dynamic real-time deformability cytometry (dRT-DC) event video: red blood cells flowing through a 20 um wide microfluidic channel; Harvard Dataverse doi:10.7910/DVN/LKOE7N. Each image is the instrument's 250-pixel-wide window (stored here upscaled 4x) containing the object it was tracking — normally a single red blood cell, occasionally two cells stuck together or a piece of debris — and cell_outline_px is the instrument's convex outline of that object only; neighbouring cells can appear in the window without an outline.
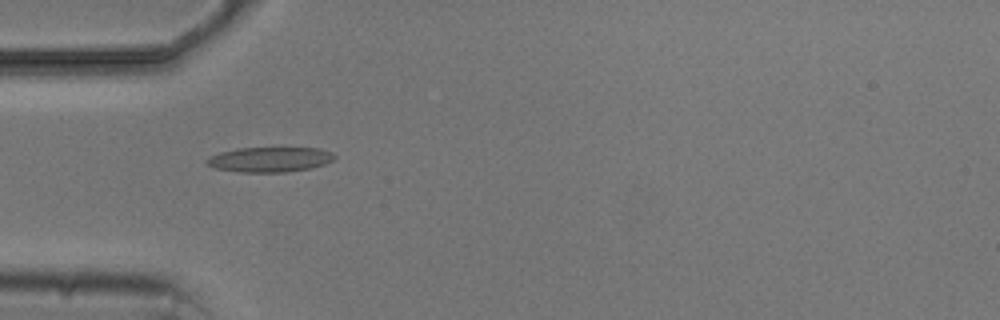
{"species": "common noctule bat (a hibernating species)", "species_latin": "Nyctalus noctula", "temperature_condition": "cold", "stored_images_in_passage": 2, "camera_frame_rate_fps": 3000, "um_per_image_px": 0.085, "animal": {"sex": "male", "body_mass_g": 20.5, "forearm_length_mm": 52.5}, "frame": {"image": 1, "passage_image": 1, "time_ms": 0.0, "image_size_px": [1000, 320], "cell_outline_px": [[336, 156], [332, 160], [324, 164], [308, 168], [284, 172], [240, 172], [212, 168], [204, 164], [204, 160], [208, 156], [220, 152], [236, 148], [320, 148], [332, 152]], "centroid_in_image_um": [22.84, 13.55], "position_along_channel_um": 62.2, "area_um2": 18.73}}
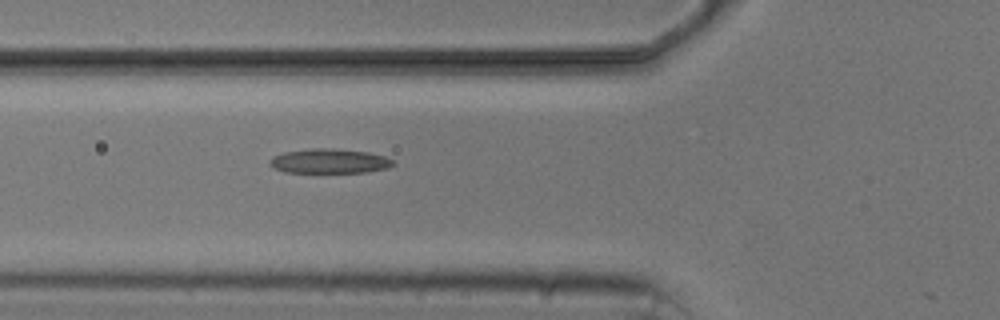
{"frame": {"image": 2, "passage_image": 2, "time_ms": 1.0, "image_size_px": [1000, 320], "cell_outline_px": [[396, 164], [388, 168], [368, 172], [284, 172], [268, 164], [268, 160], [272, 156], [284, 152], [308, 148], [332, 148], [368, 152], [384, 156], [392, 160]], "centroid_in_image_um": [27.98, 13.68], "position_along_channel_um": 97.8, "area_um2": 17.74}}